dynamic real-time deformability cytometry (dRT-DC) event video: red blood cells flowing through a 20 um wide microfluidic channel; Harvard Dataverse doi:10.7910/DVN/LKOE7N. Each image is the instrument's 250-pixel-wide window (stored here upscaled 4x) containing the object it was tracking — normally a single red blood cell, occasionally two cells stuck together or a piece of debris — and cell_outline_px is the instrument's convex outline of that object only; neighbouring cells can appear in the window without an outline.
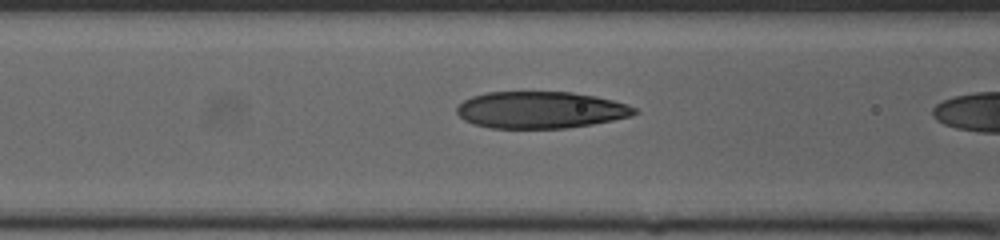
{"species": "human", "species_latin": "Homo sapiens", "temperature_condition": "cold", "stored_images_in_passage": 16, "camera_frame_rate_fps": 3000, "um_per_image_px": 0.085, "donor": {"sex": "female"}, "frame": {"image": 1, "passage_image": 15, "time_ms": 4.667, "image_size_px": [1000, 240], "cell_outline_px": [[640, 112], [632, 116], [592, 124], [568, 128], [488, 128], [472, 124], [464, 120], [456, 112], [456, 108], [464, 100], [472, 96], [488, 92], [572, 92], [596, 96], [628, 104], [636, 108]], "centroid_in_image_um": [45.96, 9.35], "position_along_channel_um": 120.6, "area_um2": 38.32}}